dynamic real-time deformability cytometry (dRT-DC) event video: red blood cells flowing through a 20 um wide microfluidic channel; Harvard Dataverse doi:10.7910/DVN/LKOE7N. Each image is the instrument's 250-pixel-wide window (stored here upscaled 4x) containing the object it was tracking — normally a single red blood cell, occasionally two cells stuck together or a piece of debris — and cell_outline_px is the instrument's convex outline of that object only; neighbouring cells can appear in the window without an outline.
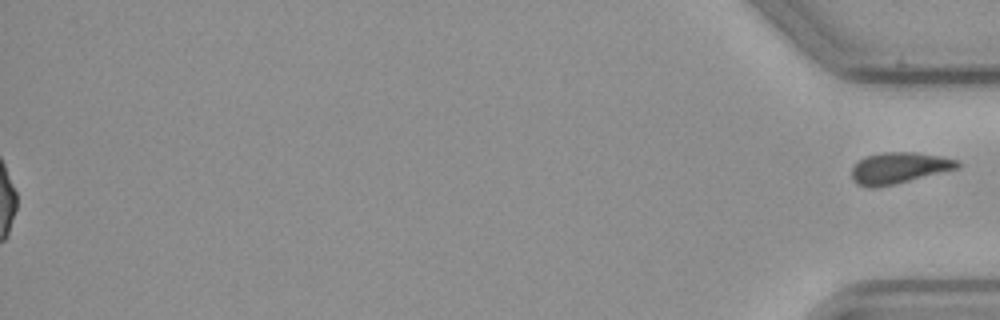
{"species": "common noctule bat (a hibernating species)", "species_latin": "Nyctalus noctula", "temperature_condition": "cold", "stored_images_in_passage": 54, "segment_of_instrument_passage": [2, 2], "camera_frame_rate_fps": 3000, "um_per_image_px": 0.085, "animal": {"sex": "male", "body_mass_g": 23.1, "forearm_length_mm": 52.7}, "frame": {"image": 1, "passage_image": 54, "time_ms": 17.667, "image_size_px": [1000, 320], "cell_outline_px": [[960, 168], [892, 184], [856, 184], [852, 180], [852, 168], [864, 156], [884, 152], [916, 152], [940, 156], [960, 160]], "centroid_in_image_um": [76.48, 14.22], "position_along_channel_um": 358.7, "area_um2": 18.61}}